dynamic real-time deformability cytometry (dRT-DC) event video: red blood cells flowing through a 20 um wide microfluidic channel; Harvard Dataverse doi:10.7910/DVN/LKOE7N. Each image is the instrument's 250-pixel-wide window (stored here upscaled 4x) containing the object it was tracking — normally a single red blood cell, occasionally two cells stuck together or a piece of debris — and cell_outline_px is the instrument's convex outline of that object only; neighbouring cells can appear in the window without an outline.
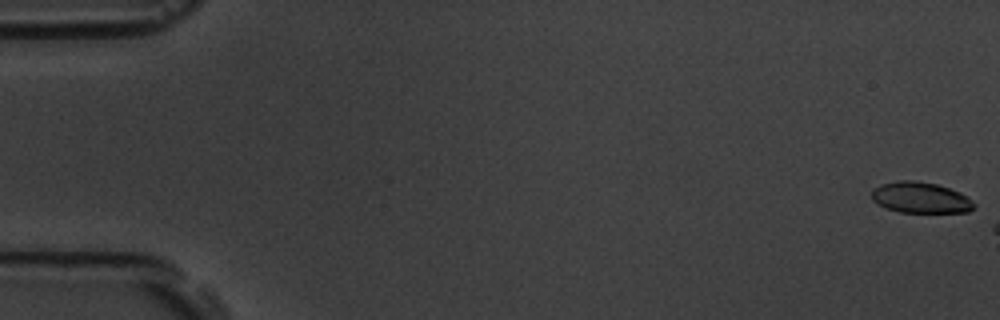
{"species": "common noctule bat (a hibernating species)", "species_latin": "Nyctalus noctula", "temperature_condition": "room temperature", "stored_images_in_passage": 7, "camera_frame_rate_fps": 3000, "um_per_image_px": 0.085, "animal": {"sex": "male", "body_mass_g": 19.5, "forearm_length_mm": 54.6}, "frame": {"image": 1, "passage_image": 1, "time_ms": 0.0, "image_size_px": [1000, 320], "cell_outline_px": [[976, 208], [968, 212], [900, 212], [888, 208], [872, 200], [872, 188], [880, 184], [896, 180], [916, 180], [936, 184], [960, 192], [968, 196], [976, 204]], "centroid_in_image_um": [78.27, 16.78], "position_along_channel_um": 6.7, "area_um2": 18.61}}